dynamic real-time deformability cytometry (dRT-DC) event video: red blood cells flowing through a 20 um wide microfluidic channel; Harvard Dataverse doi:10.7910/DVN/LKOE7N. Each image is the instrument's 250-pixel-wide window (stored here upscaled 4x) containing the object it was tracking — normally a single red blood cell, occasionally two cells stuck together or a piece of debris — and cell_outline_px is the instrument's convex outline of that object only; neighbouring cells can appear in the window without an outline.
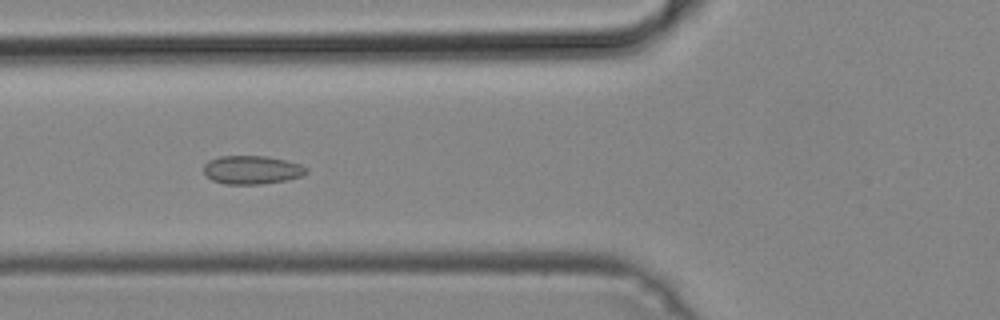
{"species": "common noctule bat (a hibernating species)", "species_latin": "Nyctalus noctula", "temperature_condition": "cold", "stored_images_in_passage": 13, "camera_frame_rate_fps": 3000, "um_per_image_px": 0.085, "animal": {"sex": "male", "body_mass_g": 19.2, "forearm_length_mm": 51.8}, "frame": {"image": 1, "passage_image": 10, "time_ms": 3.0, "image_size_px": [1000, 320], "cell_outline_px": [[308, 172], [300, 176], [284, 180], [260, 184], [224, 184], [212, 180], [204, 176], [204, 164], [208, 160], [220, 156], [268, 156], [300, 164], [308, 168]], "centroid_in_image_um": [21.37, 14.43], "position_along_channel_um": 104.4, "area_um2": 17.05}}